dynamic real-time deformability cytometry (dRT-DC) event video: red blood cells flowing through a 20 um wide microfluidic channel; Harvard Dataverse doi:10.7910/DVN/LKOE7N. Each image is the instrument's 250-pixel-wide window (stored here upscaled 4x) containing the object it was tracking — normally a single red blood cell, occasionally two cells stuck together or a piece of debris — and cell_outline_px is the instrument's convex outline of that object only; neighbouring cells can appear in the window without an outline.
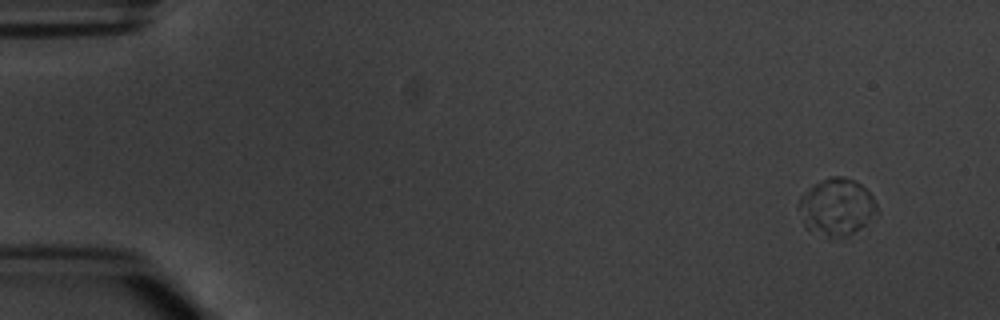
{"species": "common noctule bat (a hibernating species)", "species_latin": "Nyctalus noctula", "temperature_condition": "warm", "stored_images_in_passage": 4, "camera_frame_rate_fps": 3000, "um_per_image_px": 0.085, "animal": {"sex": "male", "body_mass_g": 20.1, "forearm_length_mm": 53.5}, "frame": {"image": 1, "passage_image": 1, "time_ms": 0.0, "image_size_px": [1000, 320], "cell_outline_px": [[876, 212], [860, 228], [844, 236], [828, 236], [804, 228], [796, 208], [800, 196], [820, 180], [832, 176], [840, 176], [856, 180], [872, 196], [876, 204]], "centroid_in_image_um": [71.04, 17.57], "position_along_channel_um": 14.0, "area_um2": 25.66}}
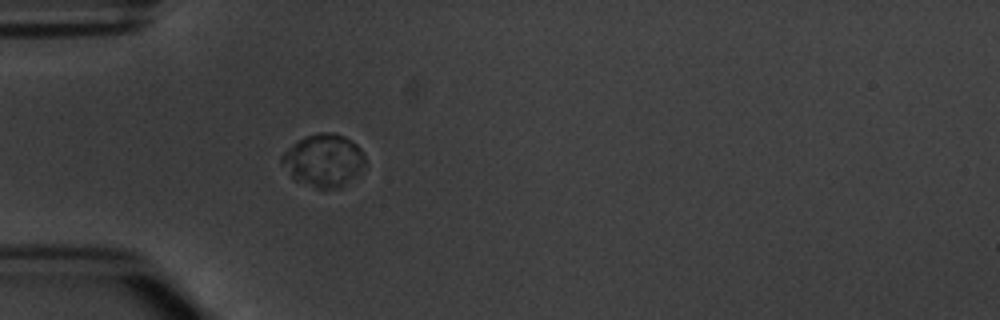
{"frame": {"image": 2, "passage_image": 4, "time_ms": 4.333, "image_size_px": [1000, 320], "cell_outline_px": [[364, 164], [340, 188], [316, 188], [292, 180], [280, 160], [280, 156], [292, 144], [304, 136], [320, 132], [336, 132], [352, 140], [364, 152]], "centroid_in_image_um": [27.45, 13.6], "position_along_channel_um": 57.6, "area_um2": 25.49}}